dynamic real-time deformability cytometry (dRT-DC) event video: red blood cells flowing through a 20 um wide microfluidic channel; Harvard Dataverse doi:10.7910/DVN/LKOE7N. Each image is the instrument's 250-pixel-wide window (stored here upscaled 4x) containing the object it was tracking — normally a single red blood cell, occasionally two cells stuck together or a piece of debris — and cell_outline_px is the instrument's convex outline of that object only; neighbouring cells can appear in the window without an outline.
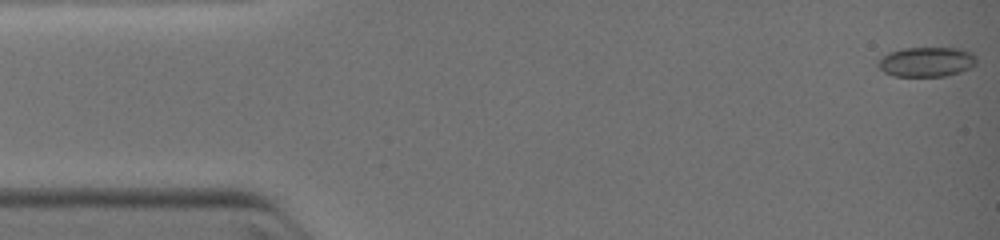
{"species": "common noctule bat (a hibernating species)", "species_latin": "Nyctalus noctula", "temperature_condition": "warm", "stored_images_in_passage": 26, "camera_frame_rate_fps": 3000, "um_per_image_px": 0.085, "animal": {"sex": "female", "body_mass_g": 19.0, "forearm_length_mm": 51.5}, "frame": {"image": 1, "passage_image": 1, "time_ms": 0.0, "image_size_px": [1000, 240], "cell_outline_px": [[976, 64], [972, 68], [960, 72], [944, 76], [892, 76], [884, 72], [876, 64], [876, 60], [888, 52], [900, 48], [960, 48], [972, 52], [976, 56]], "centroid_in_image_um": [78.74, 5.25], "position_along_channel_um": 6.3, "area_um2": 17.4}}
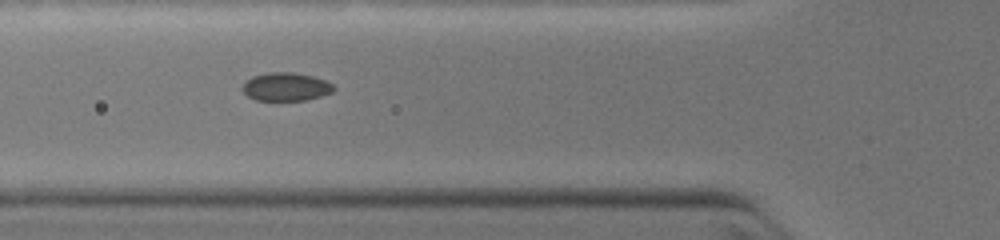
{"frame": {"image": 2, "passage_image": 11, "time_ms": 4.333, "image_size_px": [1000, 240], "cell_outline_px": [[336, 88], [332, 92], [320, 96], [304, 100], [256, 100], [248, 96], [240, 88], [252, 76], [268, 72], [292, 72], [312, 76], [324, 80], [332, 84]], "centroid_in_image_um": [24.29, 7.37], "position_along_channel_um": 101.5, "area_um2": 14.91}}
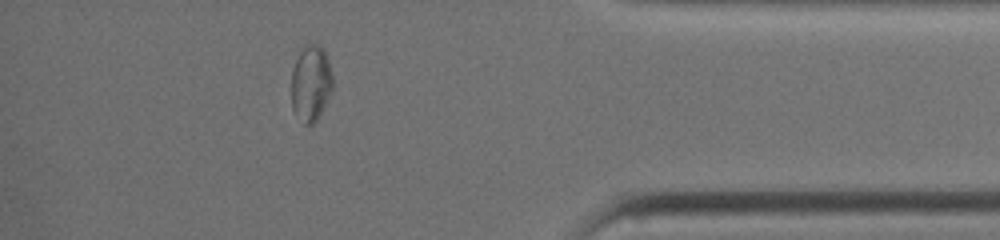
{"frame": {"image": 3, "passage_image": 23, "time_ms": 11.0, "image_size_px": [1000, 240], "cell_outline_px": [[332, 88], [320, 116], [312, 124], [304, 124], [292, 108], [292, 68], [304, 44], [316, 44], [324, 48], [328, 60], [332, 76]], "centroid_in_image_um": [26.42, 7.05], "position_along_channel_um": 408.8, "area_um2": 18.15}}